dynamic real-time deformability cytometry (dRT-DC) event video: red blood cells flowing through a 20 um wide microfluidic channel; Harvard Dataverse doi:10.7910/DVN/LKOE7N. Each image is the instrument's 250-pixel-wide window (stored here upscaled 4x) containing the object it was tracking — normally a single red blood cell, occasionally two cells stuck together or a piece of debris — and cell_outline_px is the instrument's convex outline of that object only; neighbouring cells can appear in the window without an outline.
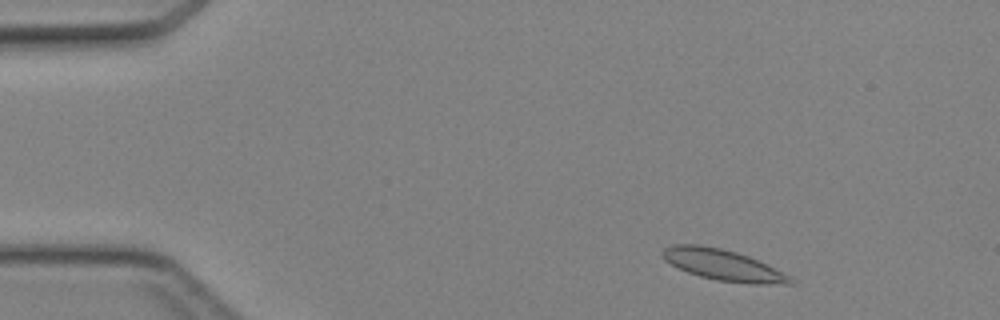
{"species": "Egyptian fruit bat (a non-hibernating species)", "species_latin": "Rousettus aegyptiacus", "temperature_condition": "cold", "stored_images_in_passage": 10, "camera_frame_rate_fps": 3000, "um_per_image_px": 0.085, "animal": {"sex": "female"}, "frame": {"image": 1, "passage_image": 2, "time_ms": 0.333, "image_size_px": [1000, 320], "cell_outline_px": [[796, 284], [748, 284], [716, 280], [700, 276], [688, 272], [664, 260], [660, 252], [664, 248], [672, 244], [700, 244], [720, 248], [736, 252], [748, 256], [796, 280]], "centroid_in_image_um": [61.42, 22.52], "position_along_channel_um": 23.6, "area_um2": 22.89}}